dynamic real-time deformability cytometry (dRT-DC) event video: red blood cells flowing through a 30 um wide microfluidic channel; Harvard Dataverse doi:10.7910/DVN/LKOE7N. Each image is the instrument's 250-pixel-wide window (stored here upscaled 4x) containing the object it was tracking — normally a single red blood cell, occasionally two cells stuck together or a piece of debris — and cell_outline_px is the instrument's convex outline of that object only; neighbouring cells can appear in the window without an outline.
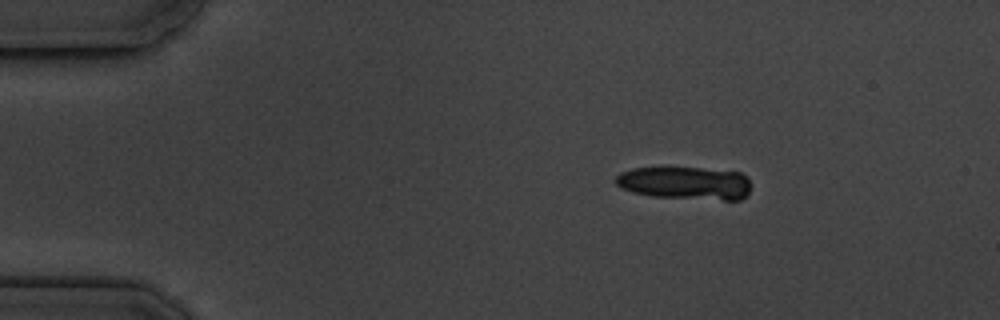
{"species": "common noctule bat (a hibernating species)", "species_latin": "Nyctalus noctula", "temperature_condition": "cold", "stored_images_in_passage": 5, "camera_frame_rate_fps": 3000, "um_per_image_px": 0.085, "animal": {"sex": "male", "body_mass_g": 19.5, "forearm_length_mm": 54.6}, "frame": {"image": 1, "passage_image": 1, "time_ms": 0.0, "image_size_px": [1000, 320], "cell_outline_px": [[748, 192], [740, 200], [724, 200], [652, 196], [632, 192], [620, 188], [616, 184], [616, 176], [620, 172], [632, 168], [664, 164], [740, 172], [748, 176]], "centroid_in_image_um": [58.16, 15.5], "position_along_channel_um": 26.8, "area_um2": 26.88}}